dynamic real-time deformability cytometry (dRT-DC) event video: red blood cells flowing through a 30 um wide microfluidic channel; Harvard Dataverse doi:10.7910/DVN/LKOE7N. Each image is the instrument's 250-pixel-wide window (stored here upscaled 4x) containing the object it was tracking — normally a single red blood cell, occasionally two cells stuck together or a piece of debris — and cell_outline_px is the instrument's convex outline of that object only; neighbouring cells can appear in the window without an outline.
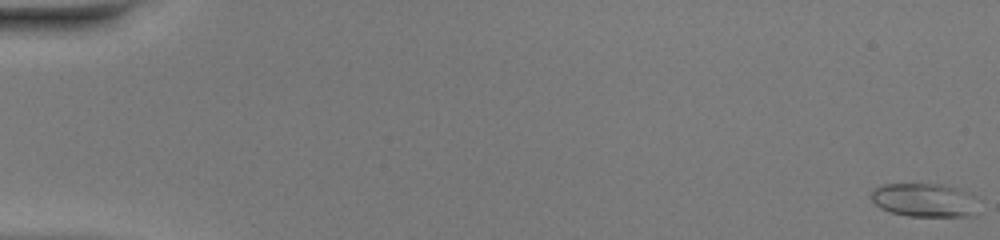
{"species": "common noctule bat (a hibernating species)", "species_latin": "Nyctalus noctula", "temperature_condition": "warm", "stored_images_in_passage": 51, "camera_frame_rate_fps": 3000, "um_per_image_px": 0.085, "animal": {"sex": "female", "body_mass_g": 20.0, "forearm_length_mm": 54.0}, "frame": {"image": 1, "passage_image": 1, "time_ms": 0.0, "image_size_px": [1000, 240], "cell_outline_px": [[976, 216], [908, 216], [892, 212], [880, 208], [872, 200], [872, 188], [884, 184], [948, 184], [972, 192], [976, 196]], "centroid_in_image_um": [78.64, 16.99], "position_along_channel_um": 6.4, "area_um2": 21.44}}
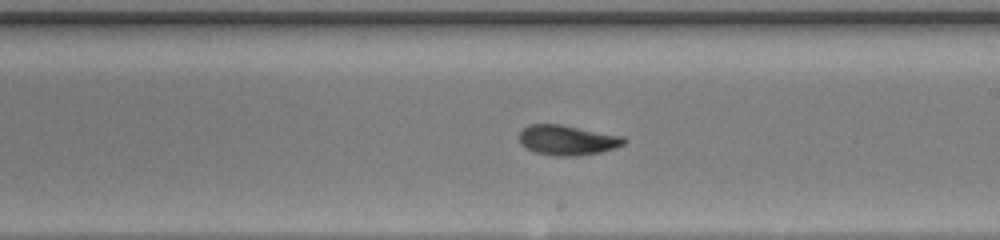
{"frame": {"image": 2, "passage_image": 31, "time_ms": 10.0, "image_size_px": [1000, 240], "cell_outline_px": [[628, 140], [624, 144], [600, 152], [576, 156], [552, 156], [536, 152], [520, 144], [520, 132], [528, 124], [560, 124], [624, 136]], "centroid_in_image_um": [48.23, 11.9], "position_along_channel_um": 240.8, "area_um2": 18.26}}
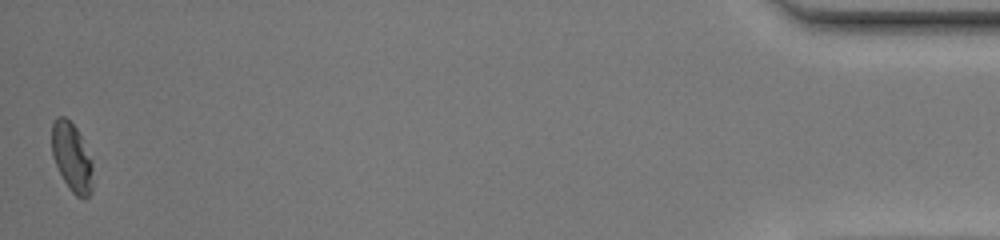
{"frame": {"image": 3, "passage_image": 51, "time_ms": 16.667, "image_size_px": [1000, 240], "cell_outline_px": [[92, 192], [84, 200], [76, 196], [68, 188], [52, 156], [52, 124], [56, 116], [64, 116], [76, 128], [92, 160]], "centroid_in_image_um": [6.11, 13.39], "position_along_channel_um": 429.1, "area_um2": 16.36}, "authors_computed_cell_mechanics": {"area_um2": 17.9758, "velocity_mm_per_s": 4.1355, "shape_relaxation_time_tau1_ms": 4.7808, "shape_relaxation_time_tau2_ms": 2.0131, "deformation_change_tau1": 0.1907, "deformation_change_tau2": 0.0605}}